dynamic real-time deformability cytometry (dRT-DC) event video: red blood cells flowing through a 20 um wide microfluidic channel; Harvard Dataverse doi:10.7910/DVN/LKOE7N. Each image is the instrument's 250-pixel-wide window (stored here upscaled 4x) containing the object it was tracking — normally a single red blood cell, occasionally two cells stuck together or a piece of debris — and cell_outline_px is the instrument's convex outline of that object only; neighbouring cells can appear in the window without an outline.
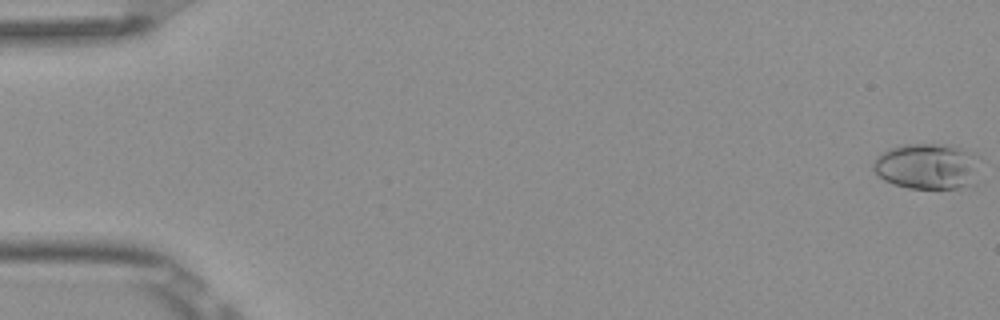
{"species": "Egyptian fruit bat (a non-hibernating species)", "species_latin": "Rousettus aegyptiacus", "temperature_condition": "room temperature", "stored_images_in_passage": 6, "camera_frame_rate_fps": 3000, "um_per_image_px": 0.085, "frame": {"image": 1, "passage_image": 1, "time_ms": 0.0, "image_size_px": [1000, 320], "cell_outline_px": [[980, 156], [972, 184], [960, 188], [908, 188], [892, 184], [884, 180], [872, 168], [872, 164], [876, 156], [888, 148], [904, 144], [952, 144]], "centroid_in_image_um": [78.79, 14.11], "position_along_channel_um": 6.2, "area_um2": 28.73}}
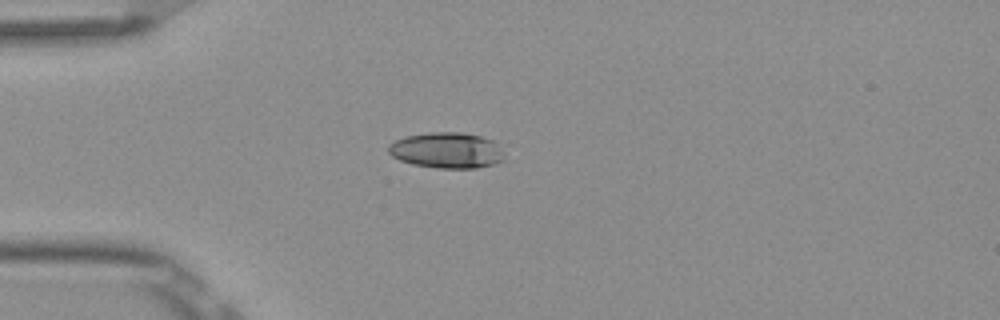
{"frame": {"image": 2, "passage_image": 5, "time_ms": 1.333, "image_size_px": [1000, 320], "cell_outline_px": [[504, 160], [496, 164], [476, 168], [436, 168], [412, 164], [400, 160], [392, 156], [388, 152], [388, 144], [396, 140], [408, 136], [432, 132], [460, 132], [480, 136], [492, 140], [504, 152]], "centroid_in_image_um": [37.99, 12.79], "position_along_channel_um": 47.0, "area_um2": 24.22}}